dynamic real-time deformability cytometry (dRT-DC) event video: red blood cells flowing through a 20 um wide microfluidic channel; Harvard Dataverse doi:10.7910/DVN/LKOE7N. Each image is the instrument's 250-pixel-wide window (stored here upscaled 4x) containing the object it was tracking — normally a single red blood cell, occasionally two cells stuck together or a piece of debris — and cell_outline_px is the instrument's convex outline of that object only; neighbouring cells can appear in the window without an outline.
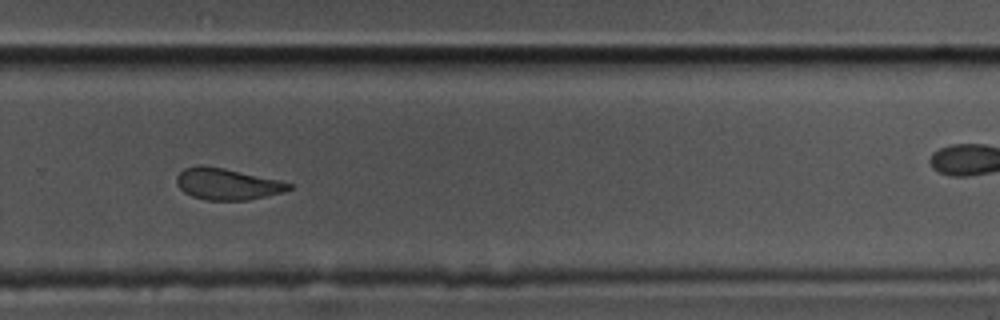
{"species": "common noctule bat (a hibernating species)", "species_latin": "Nyctalus noctula", "temperature_condition": "cold", "stored_images_in_passage": 11, "camera_frame_rate_fps": 3000, "um_per_image_px": 0.085, "animal": {"sex": "male", "body_mass_g": 17.5, "forearm_length_mm": 52.3}, "frame": {"image": 1, "passage_image": 10, "time_ms": 3.0, "image_size_px": [1000, 320], "cell_outline_px": [[292, 188], [284, 192], [248, 200], [208, 200], [192, 196], [184, 192], [176, 184], [176, 176], [184, 168], [200, 164], [224, 168], [280, 180], [292, 184]], "centroid_in_image_um": [19.3, 15.63], "position_along_channel_um": 310.5, "area_um2": 20.63}}